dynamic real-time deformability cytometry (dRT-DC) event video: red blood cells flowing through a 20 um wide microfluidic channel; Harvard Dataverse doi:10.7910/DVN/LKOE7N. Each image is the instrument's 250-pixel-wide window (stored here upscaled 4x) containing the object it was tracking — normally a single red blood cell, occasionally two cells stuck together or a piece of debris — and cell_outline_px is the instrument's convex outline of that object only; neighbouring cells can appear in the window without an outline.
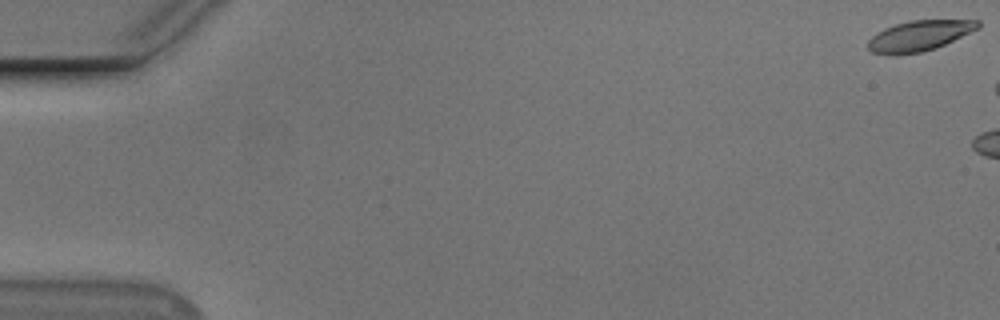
{"species": "Egyptian fruit bat (a non-hibernating species)", "species_latin": "Rousettus aegyptiacus", "temperature_condition": "cold", "stored_images_in_passage": 26, "camera_frame_rate_fps": 3000, "um_per_image_px": 0.085, "animal": {"sex": "male"}, "frame": {"image": 1, "passage_image": 1, "time_ms": 0.0, "image_size_px": [1000, 320], "cell_outline_px": [[980, 28], [936, 48], [920, 52], [892, 56], [888, 56], [872, 52], [868, 48], [868, 40], [876, 32], [884, 28], [908, 20], [980, 20]], "centroid_in_image_um": [78.11, 3.05], "position_along_channel_um": 6.9, "area_um2": 19.71}}
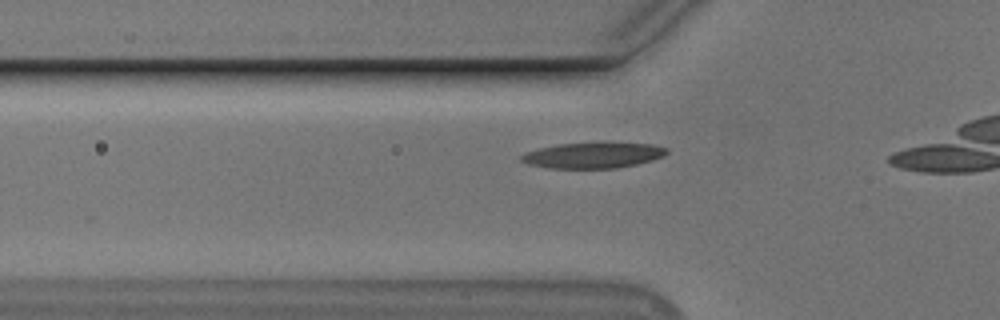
{"frame": {"image": 2, "passage_image": 20, "time_ms": 6.333, "image_size_px": [1000, 320], "cell_outline_px": [[668, 152], [664, 156], [652, 160], [636, 164], [616, 168], [548, 168], [528, 164], [520, 160], [520, 156], [524, 152], [540, 148], [560, 144], [600, 140], [652, 144], [668, 148]], "centroid_in_image_um": [50.44, 13.16], "position_along_channel_um": 75.4, "area_um2": 22.6}}
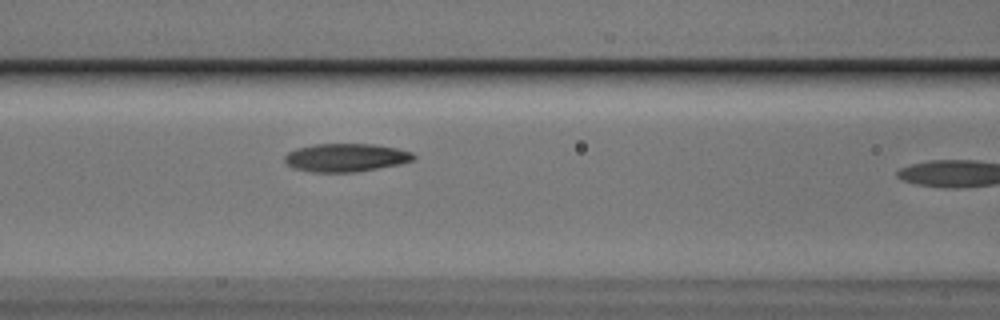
{"frame": {"image": 3, "passage_image": 25, "time_ms": 8.0, "image_size_px": [1000, 320], "cell_outline_px": [[416, 160], [400, 164], [356, 172], [312, 172], [296, 168], [288, 164], [284, 160], [284, 156], [288, 152], [296, 148], [312, 144], [376, 144], [396, 148], [412, 152], [416, 156]], "centroid_in_image_um": [29.43, 13.39], "position_along_channel_um": 137.2, "area_um2": 21.27}}